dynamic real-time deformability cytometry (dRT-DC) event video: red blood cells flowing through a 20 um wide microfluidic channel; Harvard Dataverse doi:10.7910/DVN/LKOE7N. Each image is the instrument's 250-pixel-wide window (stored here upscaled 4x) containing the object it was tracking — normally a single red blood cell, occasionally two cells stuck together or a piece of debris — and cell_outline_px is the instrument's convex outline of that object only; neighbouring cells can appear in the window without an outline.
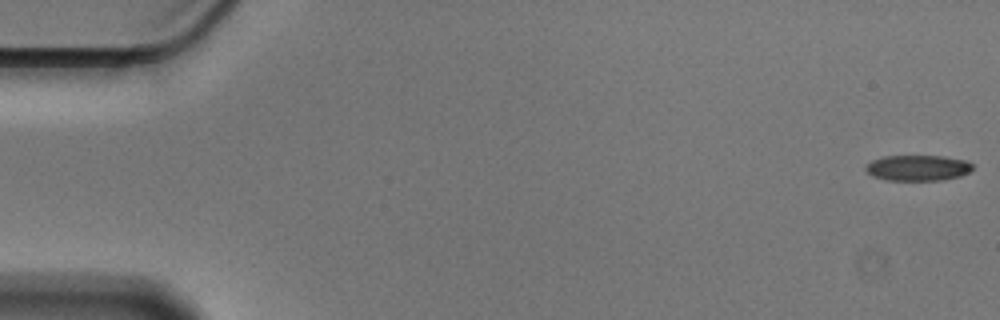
{"species": "Egyptian fruit bat (a non-hibernating species)", "species_latin": "Rousettus aegyptiacus", "temperature_condition": "cold", "stored_images_in_passage": 57, "camera_frame_rate_fps": 3000, "um_per_image_px": 0.085, "animal": {"sex": "male"}, "frame": {"image": 1, "passage_image": 1, "time_ms": 0.0, "image_size_px": [1000, 320], "cell_outline_px": [[972, 168], [968, 172], [960, 176], [944, 180], [884, 180], [872, 176], [864, 168], [872, 160], [884, 156], [944, 156], [964, 160], [972, 164]], "centroid_in_image_um": [77.99, 14.27], "position_along_channel_um": 7.0, "area_um2": 15.95}}
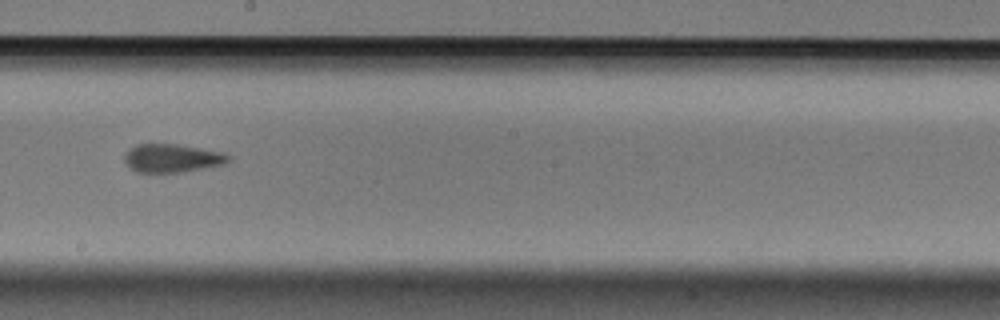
{"frame": {"image": 2, "passage_image": 32, "time_ms": 10.333, "image_size_px": [1000, 320], "cell_outline_px": [[232, 160], [224, 164], [184, 172], [136, 172], [128, 168], [124, 160], [124, 156], [128, 148], [136, 144], [176, 144], [224, 152], [232, 156]], "centroid_in_image_um": [14.63, 13.44], "position_along_channel_um": 233.6, "area_um2": 17.46}}
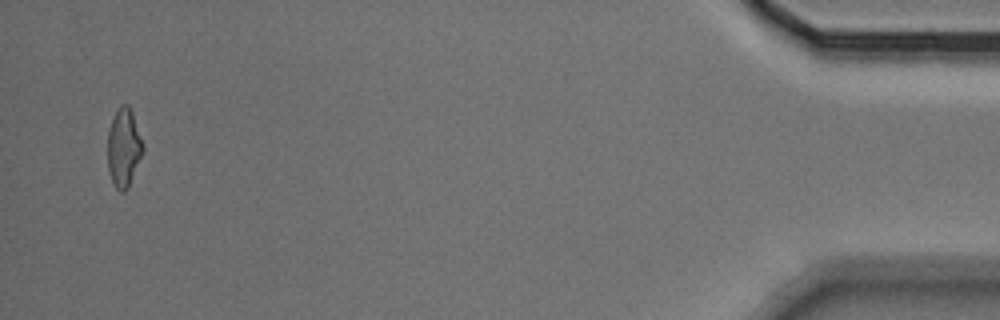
{"frame": {"image": 3, "passage_image": 55, "time_ms": 18.0, "image_size_px": [1000, 320], "cell_outline_px": [[144, 148], [128, 188], [124, 192], [120, 192], [112, 184], [108, 168], [108, 132], [112, 120], [120, 104], [128, 104], [132, 112], [144, 144]], "centroid_in_image_um": [10.52, 12.56], "position_along_channel_um": 424.7, "area_um2": 16.07}, "authors_computed_cell_mechanics": {"area_um2": 17.051, "velocity_mm_per_s": 3.5695, "shape_relaxation_time_tau1_ms": 7.2966, "shape_relaxation_time_tau2_ms": 1.8932, "deformation_change_tau1": 0.1705, "deformation_change_tau2": 0.0875}}